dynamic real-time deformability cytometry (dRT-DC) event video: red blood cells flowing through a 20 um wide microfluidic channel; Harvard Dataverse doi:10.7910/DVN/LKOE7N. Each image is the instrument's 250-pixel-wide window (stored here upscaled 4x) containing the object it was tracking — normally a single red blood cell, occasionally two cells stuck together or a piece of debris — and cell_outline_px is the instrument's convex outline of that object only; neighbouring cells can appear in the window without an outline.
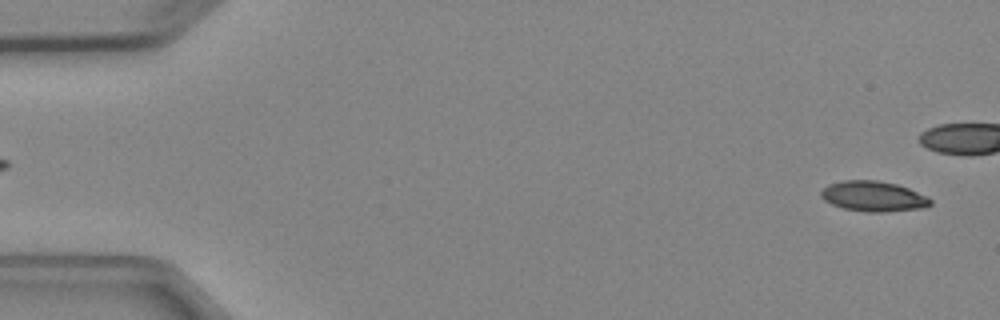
{"species": "Egyptian fruit bat (a non-hibernating species)", "species_latin": "Rousettus aegyptiacus", "temperature_condition": "cold", "stored_images_in_passage": 4, "segment_of_instrument_passage": [2, 2], "camera_frame_rate_fps": 3000, "um_per_image_px": 0.085, "animal": {"sex": "female"}, "frame": {"image": 1, "passage_image": 4, "time_ms": 4.667, "image_size_px": [1000, 320], "cell_outline_px": [[932, 204], [924, 208], [884, 212], [868, 212], [844, 208], [832, 204], [824, 200], [820, 196], [820, 192], [828, 184], [840, 180], [876, 180], [896, 184], [908, 188], [928, 196], [932, 200]], "centroid_in_image_um": [74.25, 16.68], "position_along_channel_um": 10.8, "area_um2": 19.42}}